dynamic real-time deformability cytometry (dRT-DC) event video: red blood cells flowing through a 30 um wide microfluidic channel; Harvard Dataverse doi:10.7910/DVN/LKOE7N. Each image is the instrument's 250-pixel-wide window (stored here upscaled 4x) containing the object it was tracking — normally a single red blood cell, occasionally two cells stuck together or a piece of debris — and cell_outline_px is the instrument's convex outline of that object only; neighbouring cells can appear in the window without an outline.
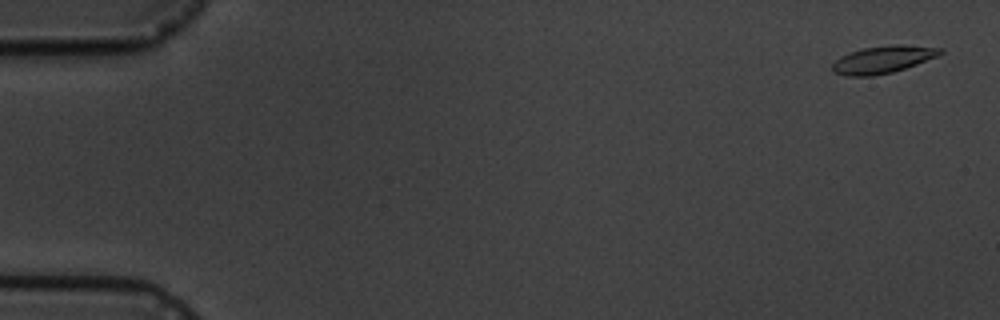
{"species": "common noctule bat (a hibernating species)", "species_latin": "Nyctalus noctula", "temperature_condition": "cold", "stored_images_in_passage": 6, "camera_frame_rate_fps": 3000, "um_per_image_px": 0.085, "animal": {"sex": "male", "body_mass_g": 19.5, "forearm_length_mm": 54.6}, "frame": {"image": 1, "passage_image": 1, "time_ms": 0.0, "image_size_px": [1000, 320], "cell_outline_px": [[944, 52], [940, 56], [892, 72], [872, 76], [848, 76], [832, 72], [832, 64], [840, 56], [864, 48], [892, 44], [900, 44], [944, 48]], "centroid_in_image_um": [75.09, 5.05], "position_along_channel_um": 9.9, "area_um2": 17.22}}
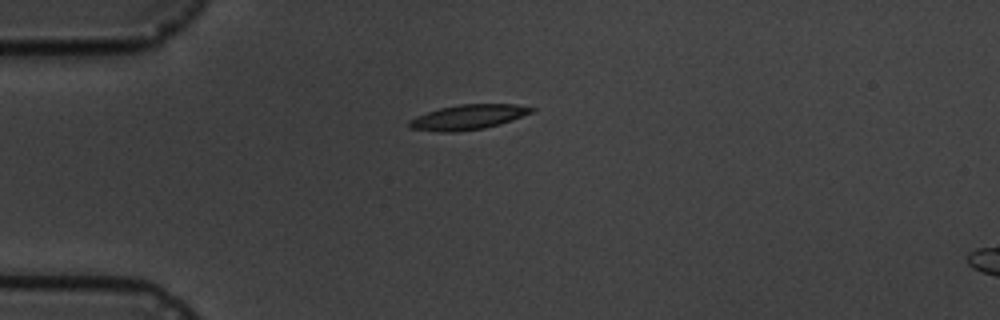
{"frame": {"image": 2, "passage_image": 5, "time_ms": 4.333, "image_size_px": [1000, 320], "cell_outline_px": [[536, 108], [532, 112], [512, 120], [500, 124], [484, 128], [456, 132], [436, 132], [408, 128], [408, 120], [416, 116], [440, 108], [460, 104], [516, 104]], "centroid_in_image_um": [39.75, 9.96], "position_along_channel_um": 45.2, "area_um2": 17.8}}